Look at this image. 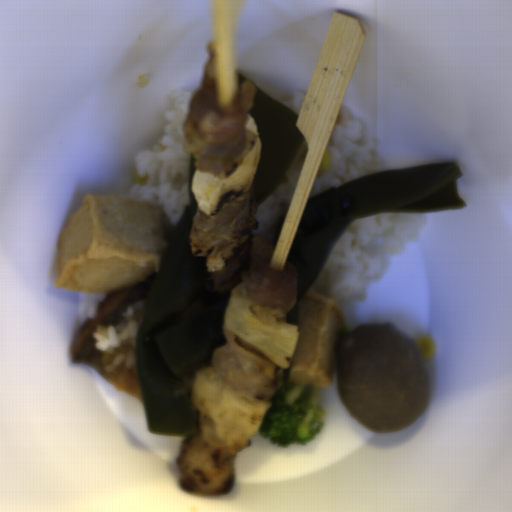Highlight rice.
<instances>
[{
  "instance_id": "obj_4",
  "label": "rice",
  "mask_w": 512,
  "mask_h": 512,
  "mask_svg": "<svg viewBox=\"0 0 512 512\" xmlns=\"http://www.w3.org/2000/svg\"><path fill=\"white\" fill-rule=\"evenodd\" d=\"M146 301L144 297L129 305L117 323L95 326L94 348L107 355L103 367L110 373L115 374L123 365L129 369L138 365L136 338Z\"/></svg>"
},
{
  "instance_id": "obj_2",
  "label": "rice",
  "mask_w": 512,
  "mask_h": 512,
  "mask_svg": "<svg viewBox=\"0 0 512 512\" xmlns=\"http://www.w3.org/2000/svg\"><path fill=\"white\" fill-rule=\"evenodd\" d=\"M193 95L185 88L167 93L162 137L132 159L136 176L145 183L132 184L126 200L156 202L165 237L190 204V153L185 151L183 127Z\"/></svg>"
},
{
  "instance_id": "obj_1",
  "label": "rice",
  "mask_w": 512,
  "mask_h": 512,
  "mask_svg": "<svg viewBox=\"0 0 512 512\" xmlns=\"http://www.w3.org/2000/svg\"><path fill=\"white\" fill-rule=\"evenodd\" d=\"M428 219V213L390 211L353 219L310 290L336 301L368 300L372 280L382 276L389 258L420 239Z\"/></svg>"
},
{
  "instance_id": "obj_5",
  "label": "rice",
  "mask_w": 512,
  "mask_h": 512,
  "mask_svg": "<svg viewBox=\"0 0 512 512\" xmlns=\"http://www.w3.org/2000/svg\"><path fill=\"white\" fill-rule=\"evenodd\" d=\"M308 152L304 140L275 192L257 205L254 218L259 225L252 229L253 236H263L275 246L295 192L302 167Z\"/></svg>"
},
{
  "instance_id": "obj_3",
  "label": "rice",
  "mask_w": 512,
  "mask_h": 512,
  "mask_svg": "<svg viewBox=\"0 0 512 512\" xmlns=\"http://www.w3.org/2000/svg\"><path fill=\"white\" fill-rule=\"evenodd\" d=\"M363 135L361 120L340 104L308 199L386 168L385 160L375 152V141H363Z\"/></svg>"
}]
</instances>
